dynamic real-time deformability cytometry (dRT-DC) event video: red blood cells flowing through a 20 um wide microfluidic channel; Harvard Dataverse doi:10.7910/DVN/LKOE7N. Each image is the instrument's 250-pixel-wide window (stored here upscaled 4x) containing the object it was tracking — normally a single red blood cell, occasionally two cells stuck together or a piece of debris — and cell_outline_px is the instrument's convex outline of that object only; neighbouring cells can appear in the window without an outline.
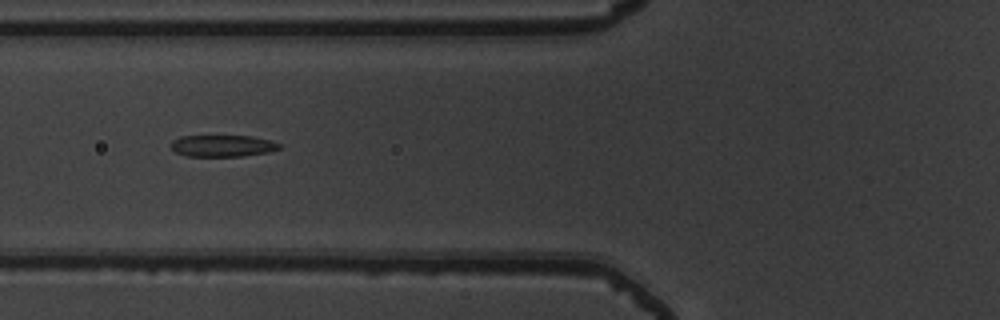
{"species": "common noctule bat (a hibernating species)", "species_latin": "Nyctalus noctula", "temperature_condition": "warm", "stored_images_in_passage": 3, "camera_frame_rate_fps": 3000, "um_per_image_px": 0.085, "animal": {"sex": "male", "body_mass_g": 19.5, "forearm_length_mm": 54.6}, "frame": {"image": 1, "passage_image": 2, "time_ms": 0.333, "image_size_px": [1000, 320], "cell_outline_px": [[284, 144], [280, 148], [268, 152], [240, 156], [184, 156], [176, 152], [172, 148], [172, 140], [180, 136], [252, 136]], "centroid_in_image_um": [18.93, 12.39], "position_along_channel_um": 106.9, "area_um2": 13.64}}
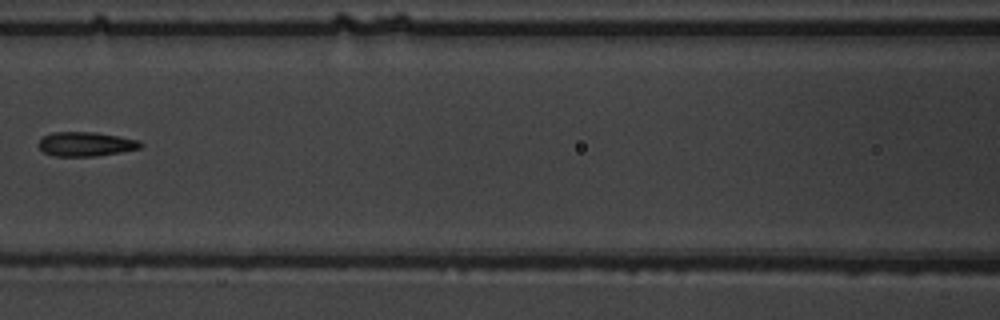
{"frame": {"image": 2, "passage_image": 3, "time_ms": 0.667, "image_size_px": [1000, 320], "cell_outline_px": [[144, 144], [140, 148], [120, 152], [96, 156], [56, 156], [44, 152], [40, 148], [40, 140], [44, 136], [52, 132], [96, 132], [136, 140]], "centroid_in_image_um": [7.29, 12.24], "position_along_channel_um": 159.3, "area_um2": 14.16}}